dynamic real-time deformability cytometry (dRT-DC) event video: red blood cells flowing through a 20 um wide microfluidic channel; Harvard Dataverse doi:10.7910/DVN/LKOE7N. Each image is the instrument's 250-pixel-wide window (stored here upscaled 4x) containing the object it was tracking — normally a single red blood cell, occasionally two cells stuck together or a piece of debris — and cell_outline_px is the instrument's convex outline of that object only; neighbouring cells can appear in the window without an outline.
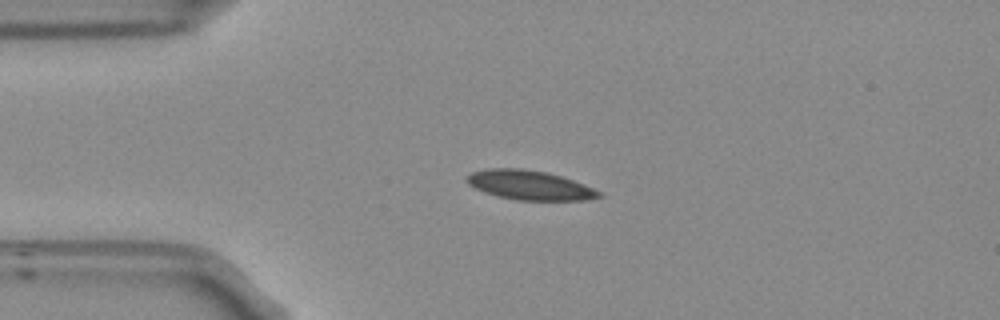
{"species": "Egyptian fruit bat (a non-hibernating species)", "species_latin": "Rousettus aegyptiacus", "temperature_condition": "room temperature", "stored_images_in_passage": 43, "camera_frame_rate_fps": 3000, "um_per_image_px": 0.085, "frame": {"image": 1, "passage_image": 1, "time_ms": 0.0, "image_size_px": [1000, 320], "cell_outline_px": [[604, 196], [584, 200], [516, 200], [484, 192], [468, 184], [464, 180], [472, 172], [488, 168], [520, 168], [548, 172], [572, 180], [592, 188], [600, 192]], "centroid_in_image_um": [44.99, 15.73], "position_along_channel_um": 40.0, "area_um2": 22.43}}
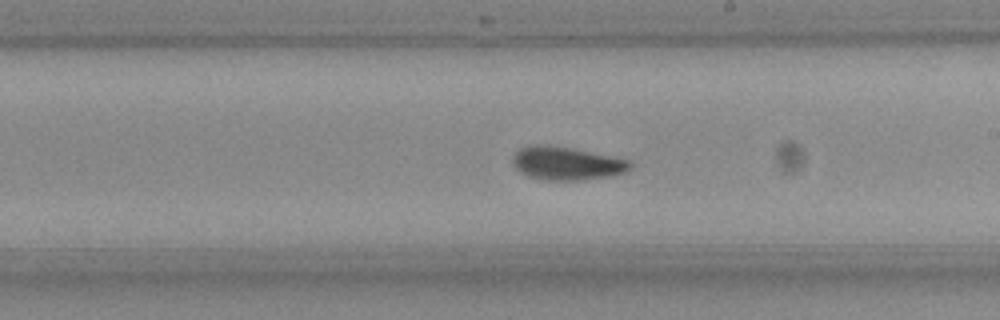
{"frame": {"image": 2, "passage_image": 19, "time_ms": 6.0, "image_size_px": [1000, 320], "cell_outline_px": [[632, 168], [624, 172], [608, 176], [584, 180], [544, 180], [528, 176], [520, 172], [512, 164], [512, 156], [520, 148], [532, 144], [540, 144], [572, 148], [612, 156], [628, 160], [632, 164]], "centroid_in_image_um": [48.13, 13.88], "position_along_channel_um": 240.9, "area_um2": 22.77}}
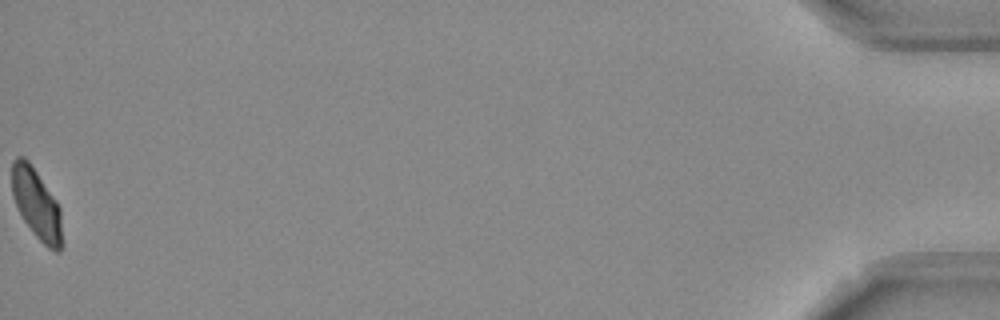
{"frame": {"image": 3, "passage_image": 43, "time_ms": 14.0, "image_size_px": [1000, 320], "cell_outline_px": [[64, 244], [60, 252], [56, 252], [48, 248], [36, 236], [24, 220], [12, 196], [12, 160], [16, 156], [24, 156], [28, 160], [56, 200], [60, 208]], "centroid_in_image_um": [3.13, 17.37], "position_along_channel_um": 432.1, "area_um2": 20.69}, "authors_computed_cell_mechanics": {"area_um2": 22.0796, "velocity_mm_per_s": 3.7193, "shape_relaxation_time_tau1_ms": 4.5787, "shape_relaxation_time_tau2_ms": 1.8292, "deformation_change_tau1": 0.1137, "deformation_change_tau2": 0.0462}}